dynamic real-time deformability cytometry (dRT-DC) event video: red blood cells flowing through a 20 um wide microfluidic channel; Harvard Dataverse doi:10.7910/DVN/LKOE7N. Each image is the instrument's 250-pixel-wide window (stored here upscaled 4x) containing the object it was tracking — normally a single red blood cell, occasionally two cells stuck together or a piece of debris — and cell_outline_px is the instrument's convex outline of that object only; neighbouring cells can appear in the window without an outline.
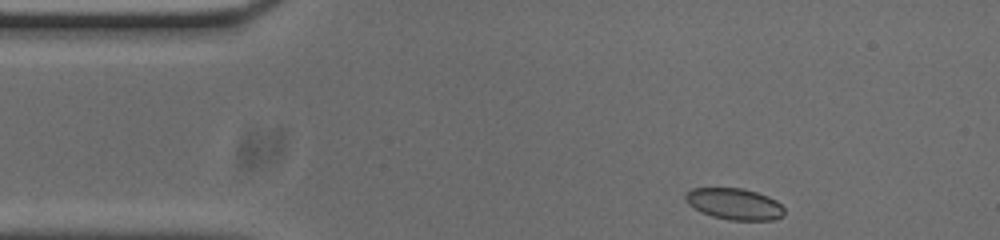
{"species": "common noctule bat (a hibernating species)", "species_latin": "Nyctalus noctula", "temperature_condition": "cold", "stored_images_in_passage": 47, "camera_frame_rate_fps": 3000, "um_per_image_px": 0.085, "animal": {"sex": "male", "body_mass_g": 20.0, "forearm_length_mm": 53.3}, "frame": {"image": 1, "passage_image": 1, "time_ms": 0.0, "image_size_px": [1000, 240], "cell_outline_px": [[784, 216], [772, 220], [728, 220], [712, 216], [688, 204], [684, 200], [684, 196], [692, 188], [744, 188], [768, 196], [776, 200], [784, 208]], "centroid_in_image_um": [62.45, 17.33], "position_along_channel_um": 22.6, "area_um2": 18.03}}
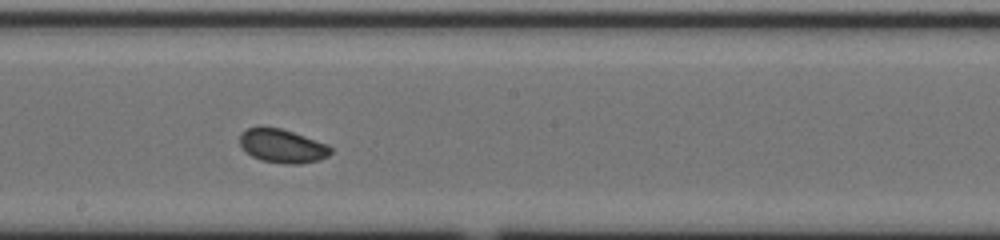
{"frame": {"image": 2, "passage_image": 22, "time_ms": 7.0, "image_size_px": [1000, 240], "cell_outline_px": [[332, 152], [328, 156], [320, 160], [300, 164], [284, 164], [260, 160], [252, 156], [240, 144], [240, 132], [248, 128], [260, 124], [280, 128], [328, 144], [332, 148]], "centroid_in_image_um": [23.99, 12.39], "position_along_channel_um": 224.2, "area_um2": 18.15}}
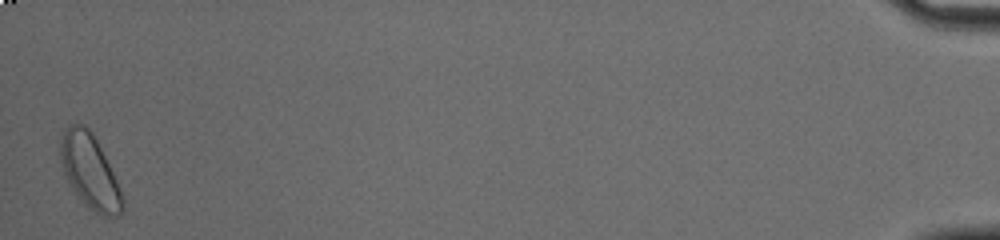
{"frame": {"image": 3, "passage_image": 47, "time_ms": 15.333, "image_size_px": [1000, 240], "cell_outline_px": [[124, 208], [120, 216], [112, 220], [100, 216], [88, 208], [80, 200], [72, 188], [64, 172], [60, 160], [60, 140], [64, 128], [68, 124], [84, 124], [92, 132], [120, 188], [124, 200]], "centroid_in_image_um": [7.64, 14.63], "position_along_channel_um": 427.6, "area_um2": 26.99}, "authors_computed_cell_mechanics": {"area_um2": 18.2648, "velocity_mm_per_s": 3.6988, "shape_relaxation_time_tau1_ms": 2.5755, "shape_relaxation_time_tau2_ms": 2.7302, "deformation_change_tau1": 0.0785, "deformation_change_tau2": 0.052}}